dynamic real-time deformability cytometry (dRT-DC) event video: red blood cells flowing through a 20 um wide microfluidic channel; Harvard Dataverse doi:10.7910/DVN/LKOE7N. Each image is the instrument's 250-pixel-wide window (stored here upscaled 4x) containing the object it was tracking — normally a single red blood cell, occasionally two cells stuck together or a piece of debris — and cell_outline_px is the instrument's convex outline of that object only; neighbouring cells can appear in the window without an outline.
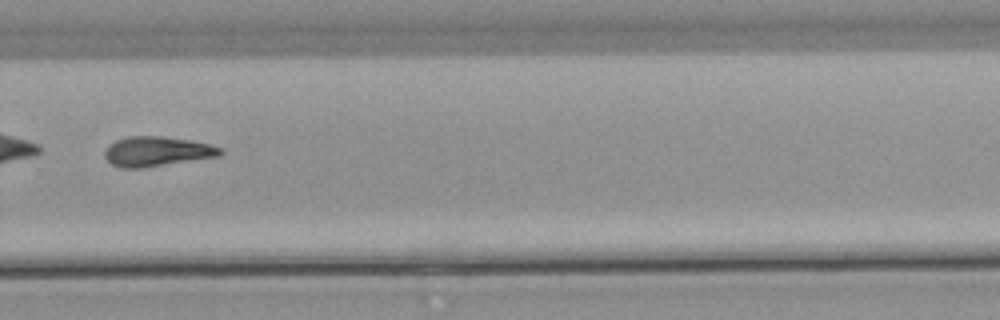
{"species": "common noctule bat (a hibernating species)", "species_latin": "Nyctalus noctula", "temperature_condition": "warm", "stored_images_in_passage": 52, "camera_frame_rate_fps": 3000, "um_per_image_px": 0.085, "animal": {"sex": "male", "body_mass_g": 21.5, "forearm_length_mm": 52.0}, "frame": {"image": 1, "passage_image": 37, "time_ms": 12.0, "image_size_px": [1000, 320], "cell_outline_px": [[224, 152], [220, 156], [140, 168], [120, 168], [112, 164], [104, 156], [104, 152], [108, 144], [116, 140], [128, 136], [160, 136], [192, 140], [224, 148]], "centroid_in_image_um": [13.34, 12.86], "position_along_channel_um": 316.5, "area_um2": 20.11}}